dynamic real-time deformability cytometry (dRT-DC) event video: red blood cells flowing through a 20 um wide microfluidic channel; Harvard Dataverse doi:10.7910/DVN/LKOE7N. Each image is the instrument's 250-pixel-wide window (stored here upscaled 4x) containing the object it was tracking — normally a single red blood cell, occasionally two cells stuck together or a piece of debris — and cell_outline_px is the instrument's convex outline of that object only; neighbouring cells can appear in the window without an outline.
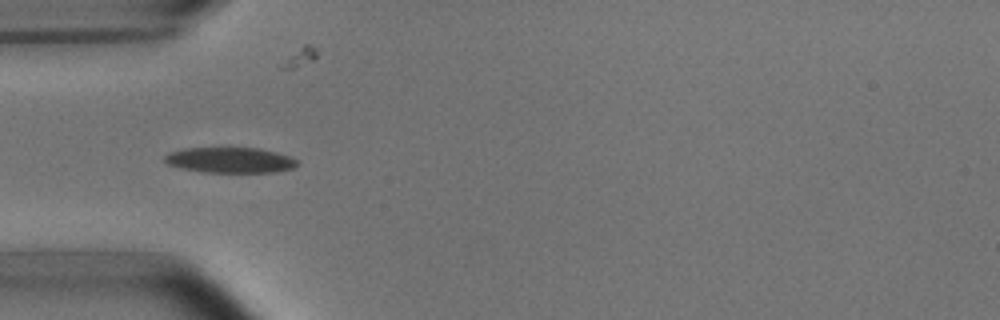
{"species": "common noctule bat (a hibernating species)", "species_latin": "Nyctalus noctula", "temperature_condition": "room temperature", "stored_images_in_passage": 1, "camera_frame_rate_fps": 3000, "um_per_image_px": 0.085, "animal": {"sex": "male", "body_mass_g": 15.6}, "frame": {"image": 1, "passage_image": 1, "time_ms": 0.0, "image_size_px": [1000, 320], "cell_outline_px": [[296, 164], [292, 168], [276, 172], [200, 172], [180, 168], [168, 164], [164, 160], [164, 156], [168, 152], [184, 148], [260, 148], [276, 152], [288, 156], [296, 160]], "centroid_in_image_um": [19.5, 13.61], "position_along_channel_um": 65.5, "area_um2": 19.65}}